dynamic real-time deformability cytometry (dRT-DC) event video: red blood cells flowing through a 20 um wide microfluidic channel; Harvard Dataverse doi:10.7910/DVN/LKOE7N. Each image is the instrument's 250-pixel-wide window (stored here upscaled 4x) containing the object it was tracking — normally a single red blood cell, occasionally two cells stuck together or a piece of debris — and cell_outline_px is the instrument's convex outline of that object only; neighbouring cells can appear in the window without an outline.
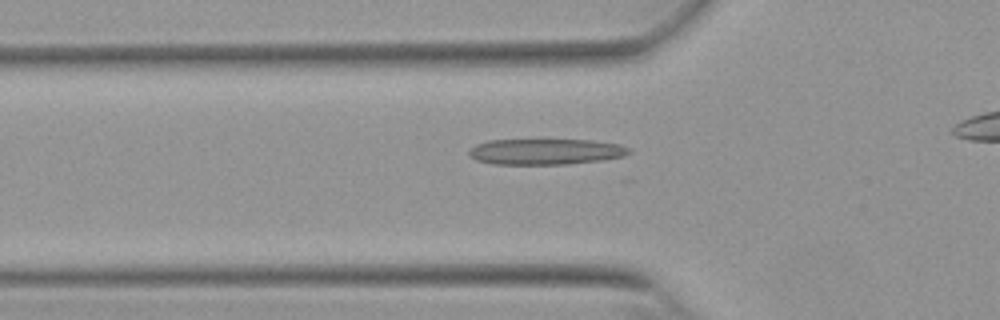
{"species": "Egyptian fruit bat (a non-hibernating species)", "species_latin": "Rousettus aegyptiacus", "temperature_condition": "warm", "stored_images_in_passage": 36, "camera_frame_rate_fps": 3000, "um_per_image_px": 0.085, "animal": {"sex": "female"}, "frame": {"image": 1, "passage_image": 10, "time_ms": 3.0, "image_size_px": [1000, 320], "cell_outline_px": [[632, 152], [624, 156], [600, 160], [568, 164], [492, 164], [476, 160], [468, 152], [476, 144], [488, 140], [592, 140], [620, 144], [628, 148]], "centroid_in_image_um": [46.39, 12.89], "position_along_channel_um": 79.4, "area_um2": 23.99}}
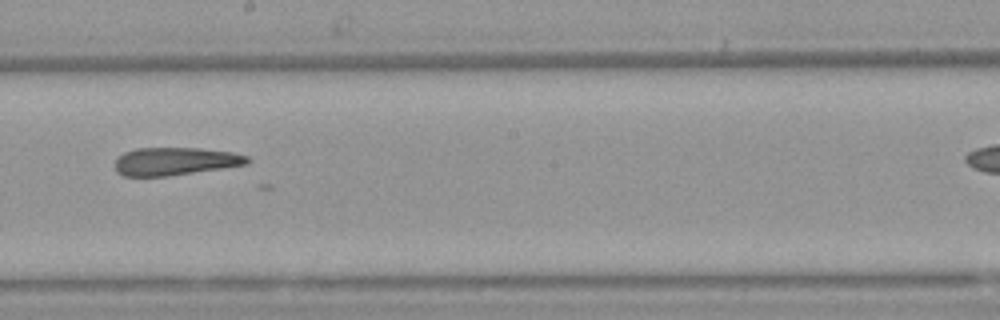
{"frame": {"image": 2, "passage_image": 22, "time_ms": 7.0, "image_size_px": [1000, 320], "cell_outline_px": [[252, 160], [248, 164], [168, 176], [124, 176], [116, 172], [116, 160], [124, 152], [136, 148], [200, 148], [232, 152], [248, 156]], "centroid_in_image_um": [14.91, 13.71], "position_along_channel_um": 233.3, "area_um2": 21.44}}
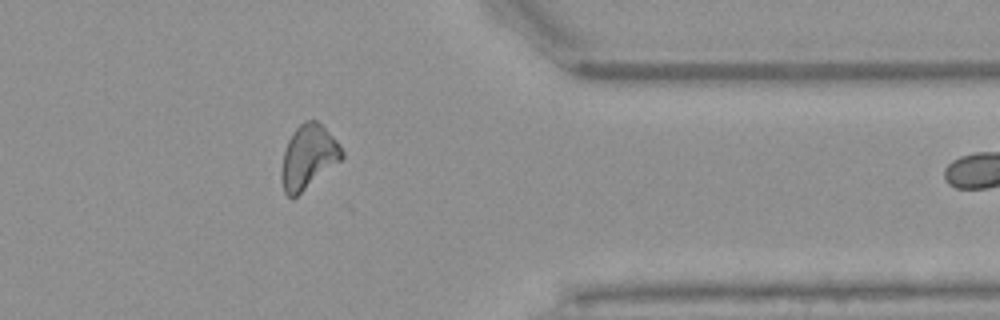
{"frame": {"image": 3, "passage_image": 35, "time_ms": 11.333, "image_size_px": [1000, 320], "cell_outline_px": [[344, 156], [340, 160], [292, 200], [284, 192], [280, 176], [280, 172], [284, 152], [288, 140], [292, 132], [304, 120], [316, 120], [340, 144], [344, 152]], "centroid_in_image_um": [26.17, 13.34], "position_along_channel_um": 385.2, "area_um2": 22.31}}